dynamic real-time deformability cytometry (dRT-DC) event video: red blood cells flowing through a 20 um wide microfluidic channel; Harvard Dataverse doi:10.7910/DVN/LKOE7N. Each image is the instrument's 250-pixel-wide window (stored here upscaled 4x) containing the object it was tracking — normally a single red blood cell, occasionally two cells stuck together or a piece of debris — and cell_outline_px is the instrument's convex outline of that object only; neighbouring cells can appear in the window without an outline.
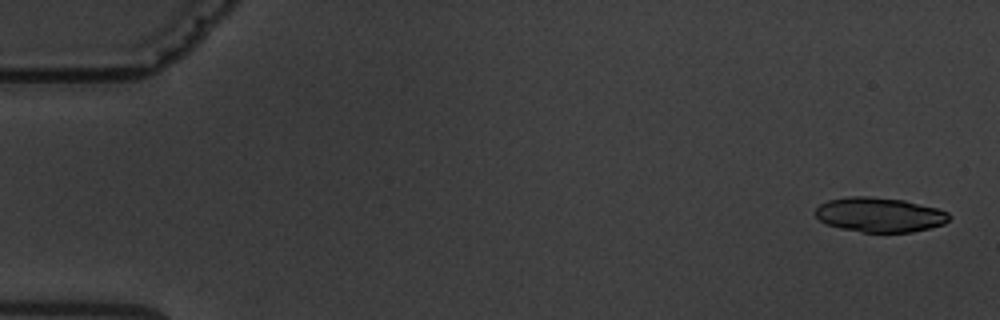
{"species": "common noctule bat (a hibernating species)", "species_latin": "Nyctalus noctula", "temperature_condition": "warm", "stored_images_in_passage": 6, "camera_frame_rate_fps": 3000, "um_per_image_px": 0.085, "animal": {"sex": "male", "body_mass_g": 19.5, "forearm_length_mm": 54.6}, "frame": {"image": 1, "passage_image": 1, "time_ms": 0.0, "image_size_px": [1000, 320], "cell_outline_px": [[952, 216], [944, 224], [912, 232], [860, 232], [840, 228], [824, 224], [816, 216], [816, 208], [820, 204], [828, 200], [848, 196], [868, 196], [904, 200], [936, 208], [948, 212]], "centroid_in_image_um": [74.75, 18.25], "position_along_channel_um": 10.3, "area_um2": 27.05}}